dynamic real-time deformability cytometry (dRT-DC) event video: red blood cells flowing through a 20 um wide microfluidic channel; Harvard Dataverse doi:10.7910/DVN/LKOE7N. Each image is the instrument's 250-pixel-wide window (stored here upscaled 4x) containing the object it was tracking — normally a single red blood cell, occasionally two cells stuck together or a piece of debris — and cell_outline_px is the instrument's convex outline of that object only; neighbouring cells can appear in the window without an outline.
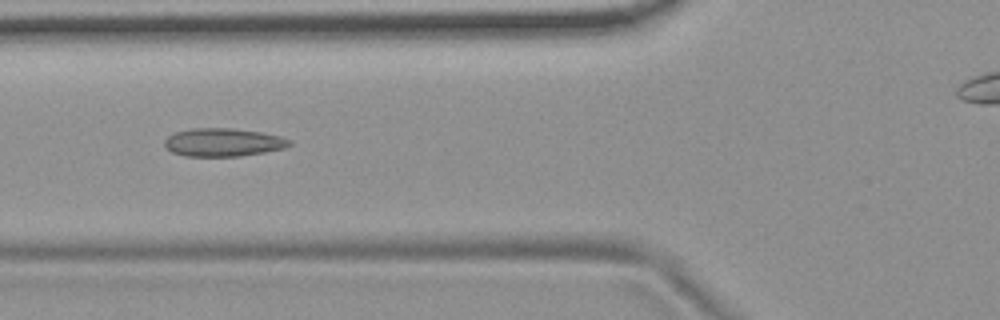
{"species": "common noctule bat (a hibernating species)", "species_latin": "Nyctalus noctula", "temperature_condition": "room temperature", "stored_images_in_passage": 49, "camera_frame_rate_fps": 3000, "um_per_image_px": 0.085, "animal": {"sex": "female", "body_mass_g": 19.9}, "frame": {"image": 1, "passage_image": 20, "time_ms": 6.333, "image_size_px": [1000, 320], "cell_outline_px": [[292, 144], [284, 148], [264, 152], [240, 156], [184, 156], [172, 152], [164, 148], [164, 140], [168, 136], [176, 132], [192, 128], [232, 128], [260, 132], [280, 136], [292, 140]], "centroid_in_image_um": [18.95, 12.1], "position_along_channel_um": 106.9, "area_um2": 20.58}}
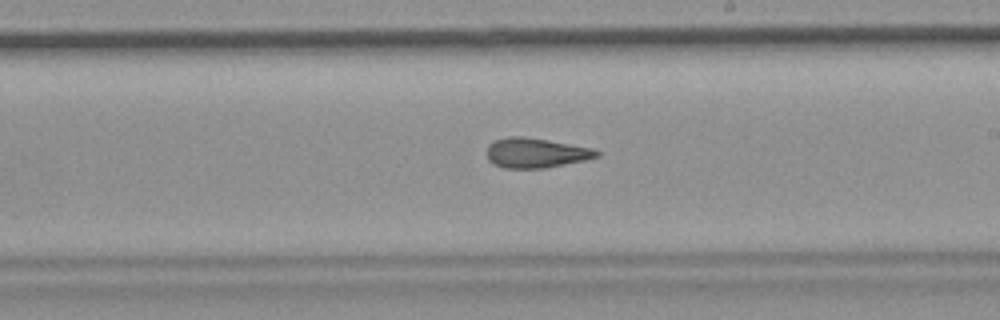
{"frame": {"image": 2, "passage_image": 31, "time_ms": 10.0, "image_size_px": [1000, 320], "cell_outline_px": [[600, 156], [584, 160], [544, 168], [504, 168], [488, 160], [488, 144], [496, 140], [508, 136], [524, 136], [548, 140], [592, 148], [600, 152]], "centroid_in_image_um": [45.55, 12.99], "position_along_channel_um": 243.5, "area_um2": 18.9}}
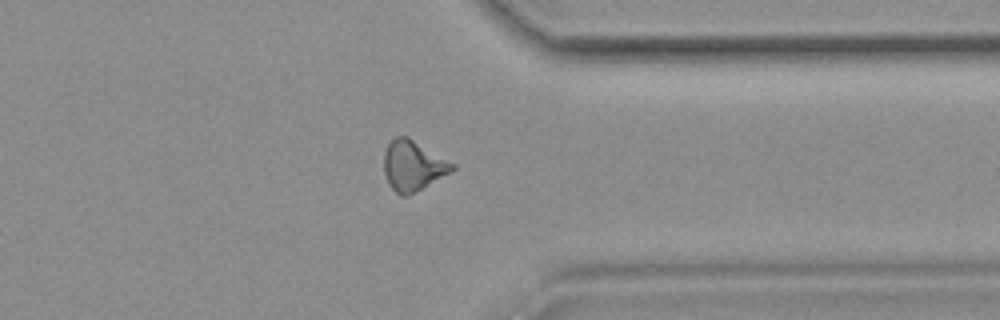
{"frame": {"image": 3, "passage_image": 42, "time_ms": 13.667, "image_size_px": [1000, 320], "cell_outline_px": [[456, 168], [408, 196], [400, 196], [392, 188], [384, 172], [384, 152], [388, 144], [396, 136], [408, 136], [456, 164]], "centroid_in_image_um": [35.1, 14.06], "position_along_channel_um": 376.3, "area_um2": 19.77}, "authors_computed_cell_mechanics": {"area_um2": 19.652, "velocity_mm_per_s": 3.7312, "shape_relaxation_time_tau1_ms": null, "shape_relaxation_time_tau2_ms": 3.1019, "deformation_change_tau1": null, "deformation_change_tau2": 0.1025}}